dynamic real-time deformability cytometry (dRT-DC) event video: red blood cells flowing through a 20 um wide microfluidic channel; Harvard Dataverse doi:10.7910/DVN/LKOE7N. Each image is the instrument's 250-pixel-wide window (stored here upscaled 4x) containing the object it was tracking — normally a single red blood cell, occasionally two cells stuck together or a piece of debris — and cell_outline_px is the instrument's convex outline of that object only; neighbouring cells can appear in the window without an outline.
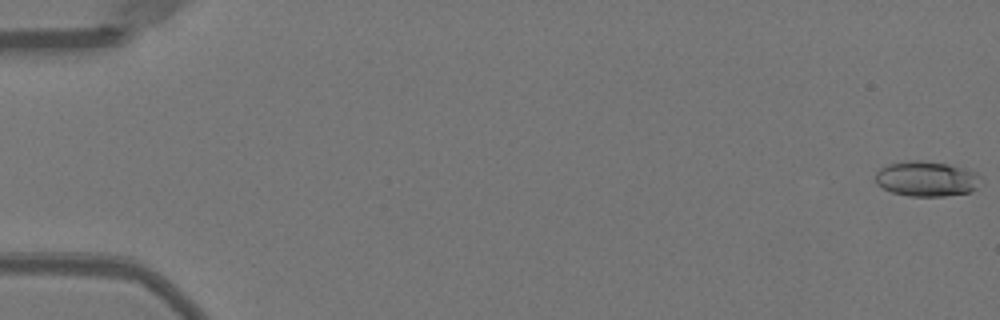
{"species": "Egyptian fruit bat (a non-hibernating species)", "species_latin": "Rousettus aegyptiacus", "temperature_condition": "warm", "stored_images_in_passage": 52, "camera_frame_rate_fps": 3000, "um_per_image_px": 0.085, "animal": {"sex": "female"}, "frame": {"image": 1, "passage_image": 1, "time_ms": 0.0, "image_size_px": [1000, 320], "cell_outline_px": [[984, 180], [976, 188], [968, 192], [944, 196], [908, 196], [892, 192], [876, 184], [876, 172], [880, 168], [888, 164], [908, 160], [920, 160], [948, 164], [976, 172]], "centroid_in_image_um": [78.76, 15.19], "position_along_channel_um": 6.2, "area_um2": 21.68}}
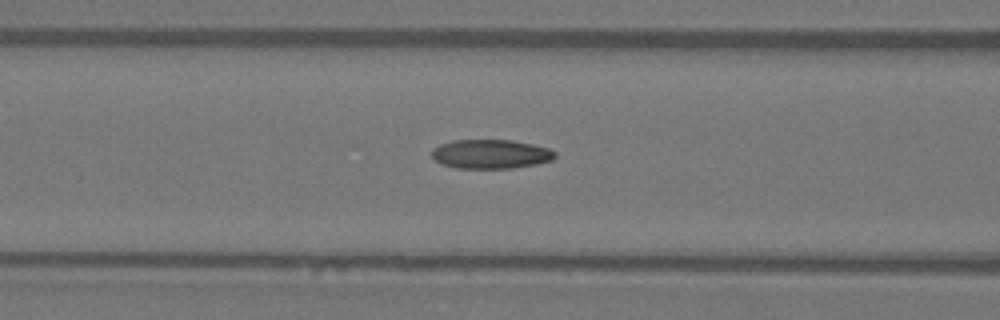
{"frame": {"image": 2, "passage_image": 22, "time_ms": 7.0, "image_size_px": [1000, 320], "cell_outline_px": [[556, 156], [552, 160], [536, 164], [512, 168], [456, 168], [440, 164], [432, 156], [432, 148], [440, 144], [452, 140], [512, 140], [532, 144], [548, 148], [556, 152]], "centroid_in_image_um": [41.7, 13.09], "position_along_channel_um": 124.9, "area_um2": 20.98}}
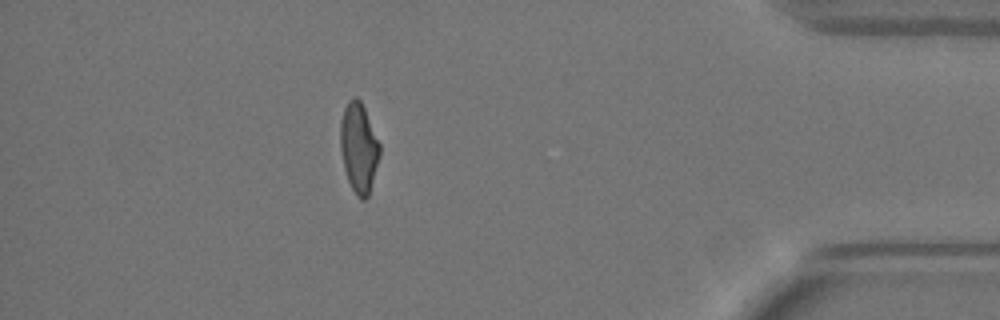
{"frame": {"image": 3, "passage_image": 46, "time_ms": 15.0, "image_size_px": [1000, 320], "cell_outline_px": [[380, 156], [368, 196], [364, 200], [360, 200], [356, 196], [348, 180], [344, 168], [340, 148], [340, 120], [344, 108], [348, 100], [352, 96], [356, 96], [360, 100], [364, 108], [380, 144]], "centroid_in_image_um": [30.48, 12.54], "position_along_channel_um": 404.7, "area_um2": 20.63}, "authors_computed_cell_mechanics": {"area_um2": 20.6635, "velocity_mm_per_s": 4.0221, "shape_relaxation_time_tau1_ms": 6.7632, "shape_relaxation_time_tau2_ms": 1.6402, "deformation_change_tau1": 0.2158, "deformation_change_tau2": 0.0798}}